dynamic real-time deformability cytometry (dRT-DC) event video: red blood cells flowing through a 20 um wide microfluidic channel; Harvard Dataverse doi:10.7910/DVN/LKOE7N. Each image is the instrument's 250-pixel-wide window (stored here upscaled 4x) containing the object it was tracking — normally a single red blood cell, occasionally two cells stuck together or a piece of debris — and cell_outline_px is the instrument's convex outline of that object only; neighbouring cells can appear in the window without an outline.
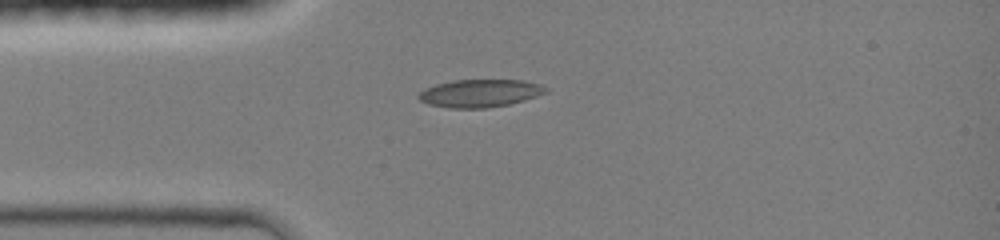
{"species": "common noctule bat (a hibernating species)", "species_latin": "Nyctalus noctula", "temperature_condition": "room temperature", "stored_images_in_passage": 34, "camera_frame_rate_fps": 3000, "um_per_image_px": 0.085, "animal": {"sex": "female", "body_mass_g": 19.0, "forearm_length_mm": 51.5}, "frame": {"image": 1, "passage_image": 1, "time_ms": 0.0, "image_size_px": [1000, 240], "cell_outline_px": [[548, 92], [524, 100], [508, 104], [484, 108], [448, 108], [428, 104], [420, 100], [416, 96], [424, 88], [436, 84], [452, 80], [524, 80], [540, 84], [548, 88]], "centroid_in_image_um": [40.78, 7.92], "position_along_channel_um": 44.2, "area_um2": 20.63}}
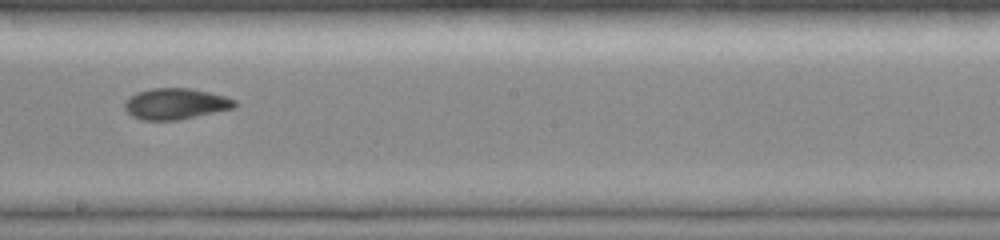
{"frame": {"image": 2, "passage_image": 15, "time_ms": 4.667, "image_size_px": [1000, 240], "cell_outline_px": [[236, 104], [232, 108], [180, 120], [140, 120], [132, 116], [124, 108], [124, 100], [128, 96], [136, 92], [152, 88], [192, 88], [224, 96], [236, 100]], "centroid_in_image_um": [14.86, 8.82], "position_along_channel_um": 233.3, "area_um2": 20.0}}
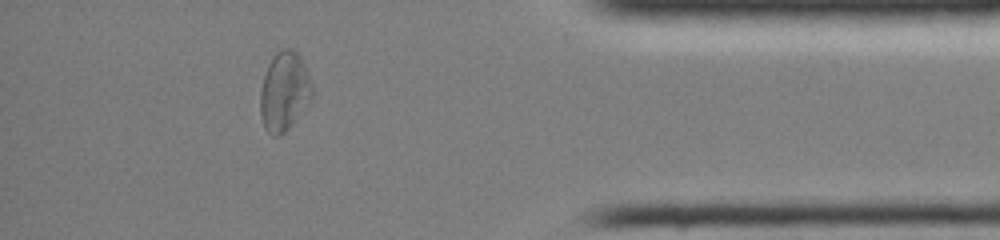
{"frame": {"image": 3, "passage_image": 29, "time_ms": 9.333, "image_size_px": [1000, 240], "cell_outline_px": [[312, 100], [292, 124], [280, 136], [272, 136], [264, 128], [260, 116], [260, 92], [264, 76], [268, 64], [272, 56], [280, 48], [292, 48], [300, 56], [308, 72], [312, 84]], "centroid_in_image_um": [24.16, 7.77], "position_along_channel_um": 411.0, "area_um2": 24.16}, "authors_computed_cell_mechanics": {"area_um2": 20.4612, "velocity_mm_per_s": 4.2995, "shape_relaxation_time_tau1_ms": 7.7817, "shape_relaxation_time_tau2_ms": 2.9913, "deformation_change_tau1": 0.1949, "deformation_change_tau2": 0.0726}}